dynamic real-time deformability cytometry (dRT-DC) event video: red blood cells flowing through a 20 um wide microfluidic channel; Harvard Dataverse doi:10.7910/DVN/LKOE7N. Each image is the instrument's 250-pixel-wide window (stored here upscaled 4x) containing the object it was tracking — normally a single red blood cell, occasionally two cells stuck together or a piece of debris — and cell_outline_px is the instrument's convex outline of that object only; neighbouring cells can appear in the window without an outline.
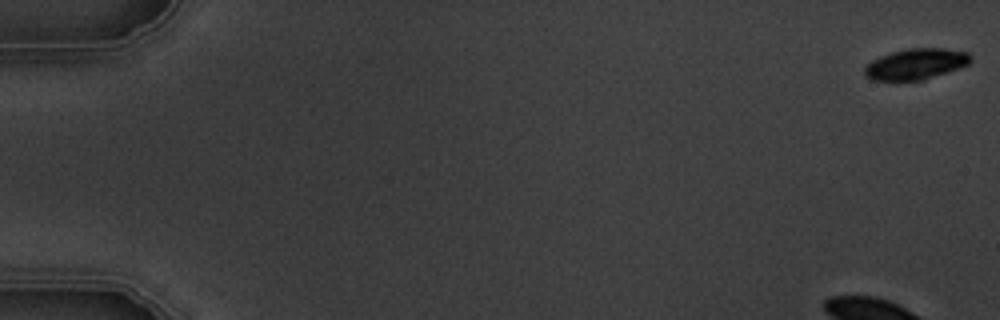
{"species": "common noctule bat (a hibernating species)", "species_latin": "Nyctalus noctula", "temperature_condition": "warm", "stored_images_in_passage": 6, "camera_frame_rate_fps": 3000, "um_per_image_px": 0.085, "animal": {"sex": "male", "body_mass_g": 19.5, "forearm_length_mm": 54.6}, "frame": {"image": 1, "passage_image": 1, "time_ms": 0.0, "image_size_px": [1000, 320], "cell_outline_px": [[972, 60], [968, 64], [924, 80], [872, 80], [864, 76], [864, 68], [872, 60], [880, 56], [892, 52], [908, 48], [944, 48], [968, 52], [972, 56]], "centroid_in_image_um": [77.84, 5.43], "position_along_channel_um": 7.2, "area_um2": 19.02}}